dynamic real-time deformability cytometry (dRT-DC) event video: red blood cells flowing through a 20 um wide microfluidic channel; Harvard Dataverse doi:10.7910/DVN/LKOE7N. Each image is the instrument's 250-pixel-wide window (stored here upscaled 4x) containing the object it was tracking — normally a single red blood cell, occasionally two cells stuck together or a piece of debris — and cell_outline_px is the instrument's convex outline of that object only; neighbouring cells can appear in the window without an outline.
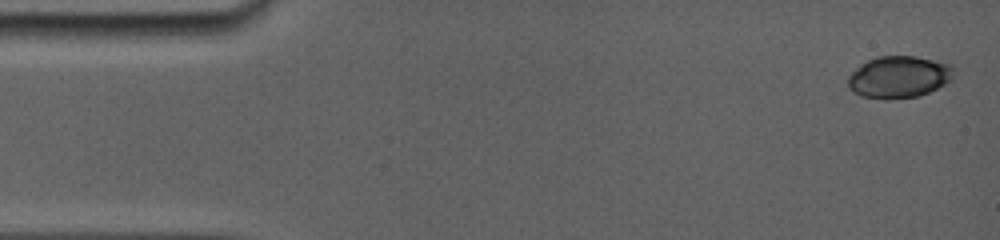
{"species": "common noctule bat (a hibernating species)", "species_latin": "Nyctalus noctula", "temperature_condition": "room temperature", "stored_images_in_passage": 9, "camera_frame_rate_fps": 5000, "um_per_image_px": 0.085, "animal": {"sex": "female", "body_mass_g": 19.0, "forearm_length_mm": 56.7}, "frame": {"image": 1, "passage_image": 1, "time_ms": 0.0, "image_size_px": [1000, 240], "cell_outline_px": [[952, 80], [920, 96], [860, 96], [852, 92], [848, 88], [848, 76], [856, 68], [868, 60], [876, 56], [916, 56], [952, 64]], "centroid_in_image_um": [76.4, 6.49], "position_along_channel_um": 8.6, "area_um2": 25.14}}
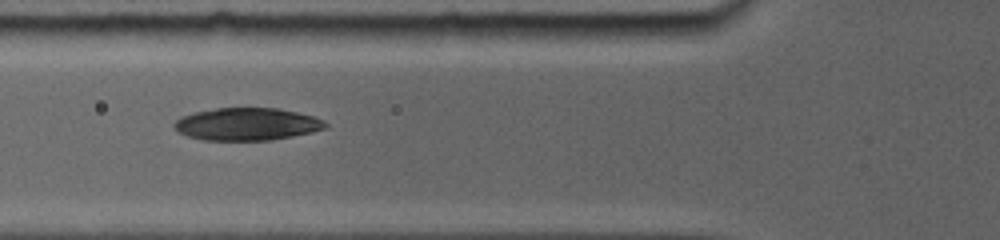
{"frame": {"image": 2, "passage_image": 8, "time_ms": 5.6, "image_size_px": [1000, 240], "cell_outline_px": [[328, 124], [324, 128], [308, 132], [268, 140], [204, 140], [188, 136], [180, 132], [176, 128], [176, 120], [180, 116], [196, 112], [216, 108], [276, 108], [296, 112], [312, 116], [324, 120]], "centroid_in_image_um": [20.97, 10.54], "position_along_channel_um": 104.8, "area_um2": 28.03}}
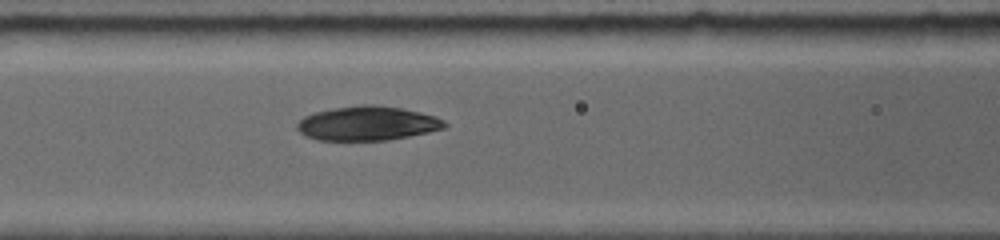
{"frame": {"image": 3, "passage_image": 9, "time_ms": 6.4, "image_size_px": [1000, 240], "cell_outline_px": [[448, 124], [444, 128], [408, 136], [384, 140], [320, 140], [308, 136], [300, 132], [296, 128], [296, 124], [304, 116], [316, 112], [332, 108], [364, 104], [372, 104], [400, 108], [420, 112], [436, 116], [444, 120]], "centroid_in_image_um": [31.23, 10.47], "position_along_channel_um": 135.4, "area_um2": 29.19}}